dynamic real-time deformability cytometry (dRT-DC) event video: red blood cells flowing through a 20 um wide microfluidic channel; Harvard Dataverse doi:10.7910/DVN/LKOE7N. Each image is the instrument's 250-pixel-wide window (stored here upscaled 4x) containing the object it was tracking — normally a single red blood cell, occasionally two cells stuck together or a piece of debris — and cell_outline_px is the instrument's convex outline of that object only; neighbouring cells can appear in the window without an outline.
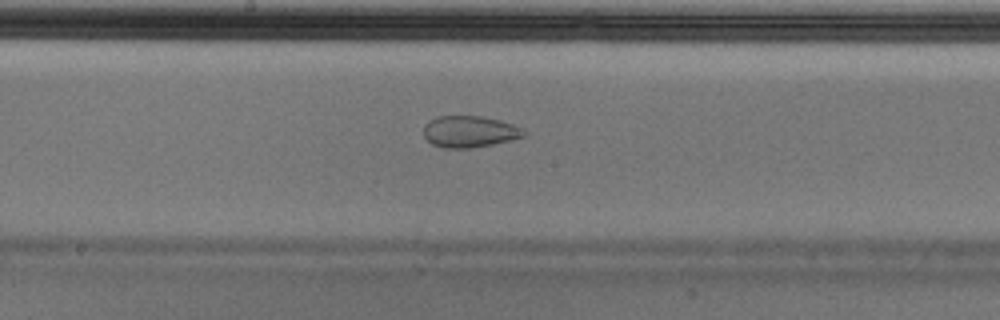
{"species": "Egyptian fruit bat (a non-hibernating species)", "species_latin": "Rousettus aegyptiacus", "temperature_condition": "cold", "stored_images_in_passage": 54, "camera_frame_rate_fps": 3000, "um_per_image_px": 0.085, "animal": {"sex": "male"}, "frame": {"image": 1, "passage_image": 28, "time_ms": 9.0, "image_size_px": [1000, 320], "cell_outline_px": [[528, 136], [512, 140], [472, 148], [444, 148], [432, 144], [424, 136], [424, 124], [428, 120], [436, 116], [484, 116], [500, 120], [512, 124], [528, 132]], "centroid_in_image_um": [39.93, 11.18], "position_along_channel_um": 208.3, "area_um2": 18.67}}
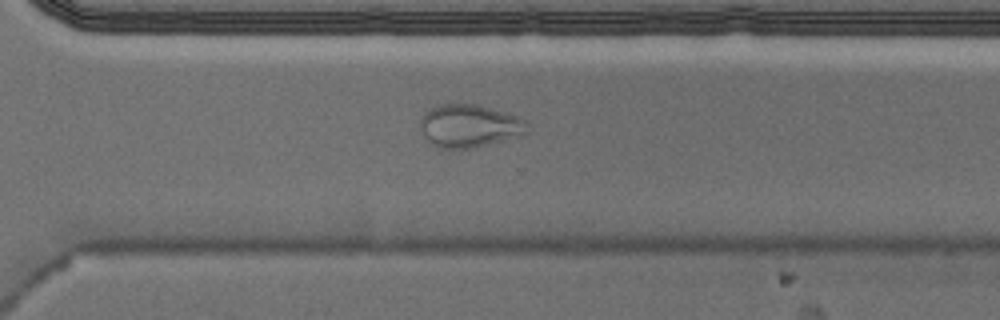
{"frame": {"image": 2, "passage_image": 38, "time_ms": 12.333, "image_size_px": [1000, 320], "cell_outline_px": [[528, 132], [524, 136], [472, 148], [436, 148], [424, 136], [420, 128], [420, 116], [428, 108], [440, 104], [476, 104], [520, 116], [528, 120]], "centroid_in_image_um": [39.93, 10.7], "position_along_channel_um": 330.7, "area_um2": 27.34}}
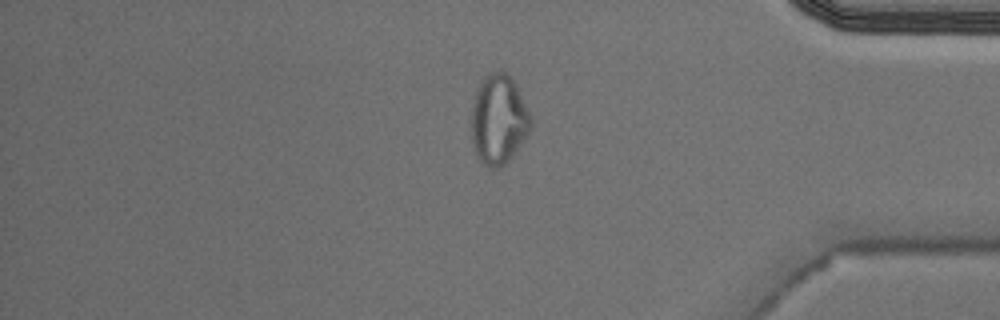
{"frame": {"image": 3, "passage_image": 45, "time_ms": 14.667, "image_size_px": [1000, 320], "cell_outline_px": [[532, 128], [512, 156], [500, 168], [488, 168], [480, 160], [472, 148], [468, 124], [472, 104], [480, 80], [488, 72], [500, 68], [516, 84], [532, 116]], "centroid_in_image_um": [42.34, 10.15], "position_along_channel_um": 392.9, "area_um2": 32.02}, "authors_computed_cell_mechanics": {"area_um2": 26.4146, "velocity_mm_per_s": 3.6937, "shape_relaxation_time_tau1_ms": null, "shape_relaxation_time_tau2_ms": 1.6015, "deformation_change_tau1": null, "deformation_change_tau2": 0.0708}}